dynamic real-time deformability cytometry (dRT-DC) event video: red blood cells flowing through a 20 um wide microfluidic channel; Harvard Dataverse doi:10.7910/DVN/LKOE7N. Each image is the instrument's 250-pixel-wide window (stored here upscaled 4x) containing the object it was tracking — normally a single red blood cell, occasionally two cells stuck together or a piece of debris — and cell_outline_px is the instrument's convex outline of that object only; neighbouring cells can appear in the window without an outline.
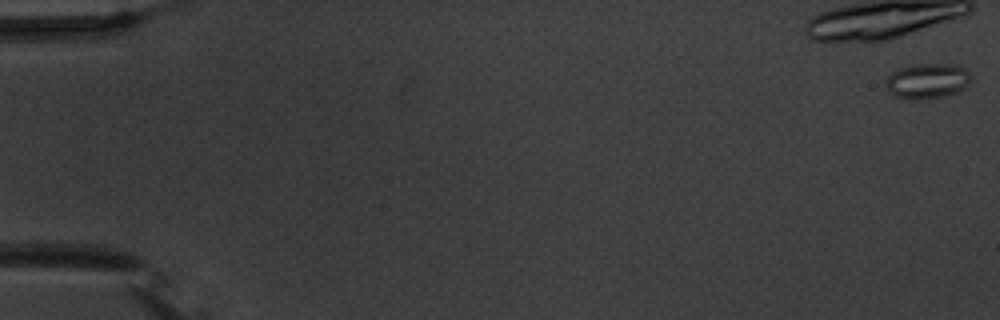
{"species": "common noctule bat (a hibernating species)", "species_latin": "Nyctalus noctula", "temperature_condition": "warm", "stored_images_in_passage": 20, "camera_frame_rate_fps": 3000, "um_per_image_px": 0.085, "animal": {"sex": "male", "body_mass_g": 20.1, "forearm_length_mm": 53.5}, "frame": {"image": 1, "passage_image": 1, "time_ms": 0.0, "image_size_px": [1000, 320], "cell_outline_px": [[972, 76], [968, 84], [956, 92], [940, 96], [896, 96], [888, 92], [884, 84], [884, 80], [892, 72], [900, 68], [912, 64], [952, 64], [964, 68]], "centroid_in_image_um": [78.8, 6.81], "position_along_channel_um": 6.2, "area_um2": 16.76}}